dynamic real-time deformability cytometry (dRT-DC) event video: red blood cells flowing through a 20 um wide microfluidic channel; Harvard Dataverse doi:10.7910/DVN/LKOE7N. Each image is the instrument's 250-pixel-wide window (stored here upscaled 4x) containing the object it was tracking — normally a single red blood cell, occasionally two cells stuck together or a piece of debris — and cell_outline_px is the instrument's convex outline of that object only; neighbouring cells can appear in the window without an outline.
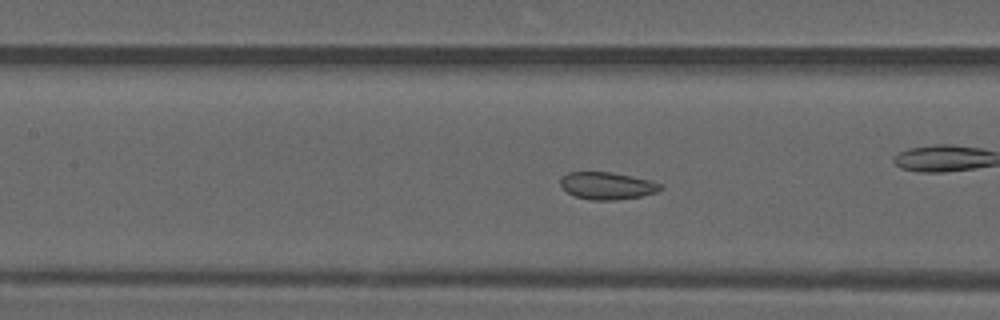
{"species": "common noctule bat (a hibernating species)", "species_latin": "Nyctalus noctula", "temperature_condition": "warm", "stored_images_in_passage": 50, "camera_frame_rate_fps": 3000, "um_per_image_px": 0.085, "animal": {"sex": "male", "forearm_length_mm": 52.5}, "frame": {"image": 1, "passage_image": 22, "time_ms": 7.0, "image_size_px": [1000, 320], "cell_outline_px": [[660, 188], [656, 192], [640, 196], [616, 200], [592, 200], [576, 196], [568, 192], [560, 184], [560, 180], [568, 172], [612, 172], [632, 176], [648, 180], [660, 184]], "centroid_in_image_um": [51.58, 15.78], "position_along_channel_um": 155.8, "area_um2": 15.55}}